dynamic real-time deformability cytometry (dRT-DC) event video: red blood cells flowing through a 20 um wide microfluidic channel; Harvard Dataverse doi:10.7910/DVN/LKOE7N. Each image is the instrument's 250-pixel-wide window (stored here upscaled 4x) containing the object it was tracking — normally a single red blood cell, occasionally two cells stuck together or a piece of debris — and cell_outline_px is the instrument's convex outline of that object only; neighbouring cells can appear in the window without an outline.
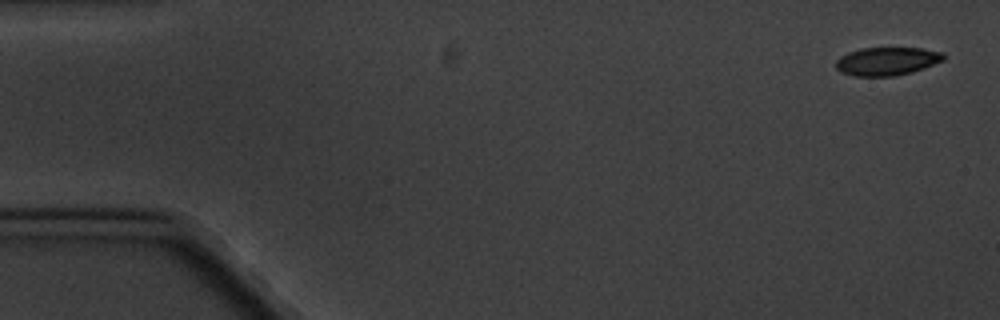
{"species": "common noctule bat (a hibernating species)", "species_latin": "Nyctalus noctula", "temperature_condition": "cold", "stored_images_in_passage": 5, "camera_frame_rate_fps": 3000, "um_per_image_px": 0.085, "animal": {"sex": "male", "body_mass_g": 20.1, "forearm_length_mm": 53.5}, "frame": {"image": 1, "passage_image": 1, "time_ms": 0.0, "image_size_px": [1000, 320], "cell_outline_px": [[944, 60], [924, 68], [912, 72], [896, 76], [856, 76], [840, 72], [836, 68], [836, 60], [840, 56], [848, 52], [860, 48], [920, 48], [944, 52]], "centroid_in_image_um": [75.38, 5.2], "position_along_channel_um": 9.6, "area_um2": 17.8}}
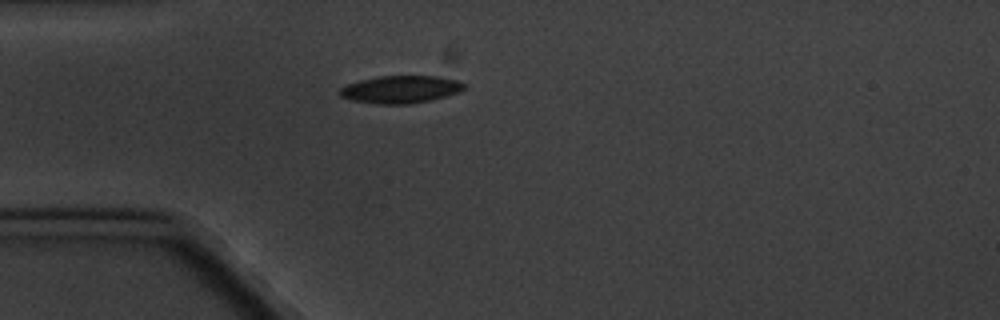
{"frame": {"image": 2, "passage_image": 5, "time_ms": 4.667, "image_size_px": [1000, 320], "cell_outline_px": [[464, 88], [460, 92], [428, 100], [408, 104], [376, 104], [352, 100], [340, 96], [340, 88], [344, 84], [376, 76], [440, 76], [456, 80], [464, 84]], "centroid_in_image_um": [34.0, 7.59], "position_along_channel_um": 51.0, "area_um2": 19.88}}